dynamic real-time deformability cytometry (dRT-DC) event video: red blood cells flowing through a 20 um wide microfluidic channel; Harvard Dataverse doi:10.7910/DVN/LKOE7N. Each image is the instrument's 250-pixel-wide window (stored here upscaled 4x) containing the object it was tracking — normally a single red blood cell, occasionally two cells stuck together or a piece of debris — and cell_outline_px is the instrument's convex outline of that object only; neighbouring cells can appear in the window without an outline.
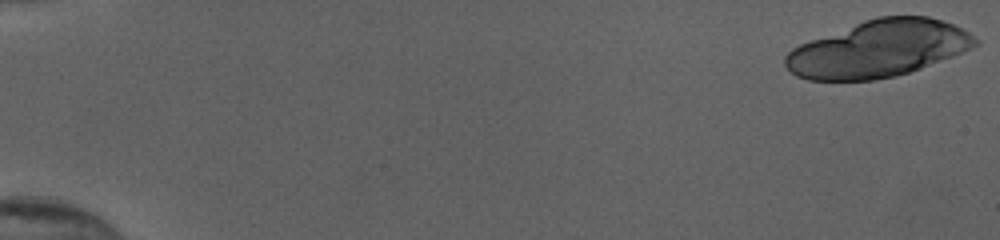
{"species": "human", "species_latin": "Homo sapiens", "temperature_condition": "cold", "stored_images_in_passage": 42, "camera_frame_rate_fps": 3000, "um_per_image_px": 0.085, "donor": {"sex": "female"}, "frame": {"image": 1, "passage_image": 1, "time_ms": 0.0, "image_size_px": [1000, 240], "cell_outline_px": [[980, 44], [952, 56], [920, 68], [896, 76], [872, 80], [808, 80], [796, 76], [784, 64], [784, 56], [792, 48], [800, 44], [864, 20], [876, 16], [928, 16], [952, 24], [968, 32], [980, 40]], "centroid_in_image_um": [74.66, 4.15], "position_along_channel_um": 10.3, "area_um2": 62.42}}